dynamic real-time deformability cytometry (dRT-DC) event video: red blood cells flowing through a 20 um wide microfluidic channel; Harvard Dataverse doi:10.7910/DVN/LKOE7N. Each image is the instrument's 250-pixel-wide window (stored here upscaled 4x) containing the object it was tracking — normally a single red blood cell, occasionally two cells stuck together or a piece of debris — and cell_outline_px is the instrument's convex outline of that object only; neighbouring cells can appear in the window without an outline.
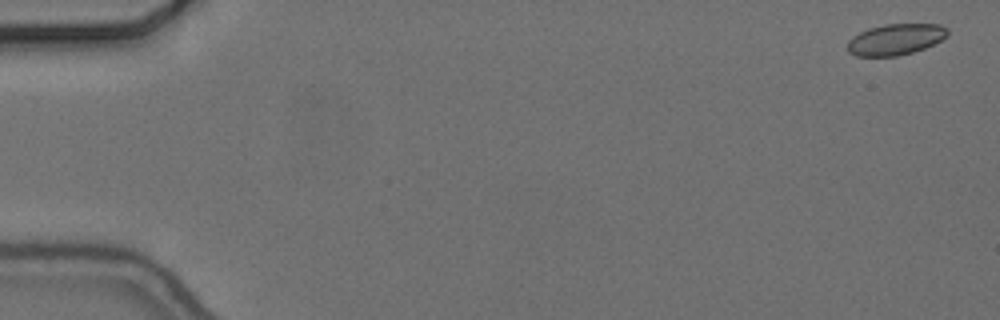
{"species": "common noctule bat (a hibernating species)", "species_latin": "Nyctalus noctula", "temperature_condition": "cold", "stored_images_in_passage": 57, "camera_frame_rate_fps": 3000, "um_per_image_px": 0.085, "animal": {"sex": "female", "body_mass_g": 24.6, "forearm_length_mm": 56.2}, "frame": {"image": 1, "passage_image": 2, "time_ms": 0.333, "image_size_px": [1000, 320], "cell_outline_px": [[948, 36], [924, 48], [912, 52], [896, 56], [856, 56], [848, 52], [848, 40], [852, 36], [868, 28], [884, 24], [940, 24], [948, 28]], "centroid_in_image_um": [76.11, 3.34], "position_along_channel_um": 8.9, "area_um2": 18.15}}
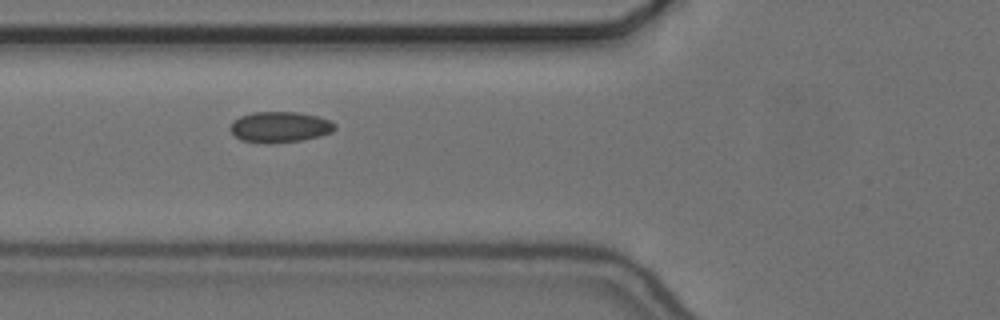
{"frame": {"image": 2, "passage_image": 22, "time_ms": 7.0, "image_size_px": [1000, 320], "cell_outline_px": [[336, 128], [332, 132], [320, 136], [300, 140], [268, 144], [264, 144], [240, 140], [228, 128], [232, 120], [240, 116], [252, 112], [296, 112], [316, 116], [332, 120], [336, 124]], "centroid_in_image_um": [23.77, 10.8], "position_along_channel_um": 102.0, "area_um2": 19.02}}
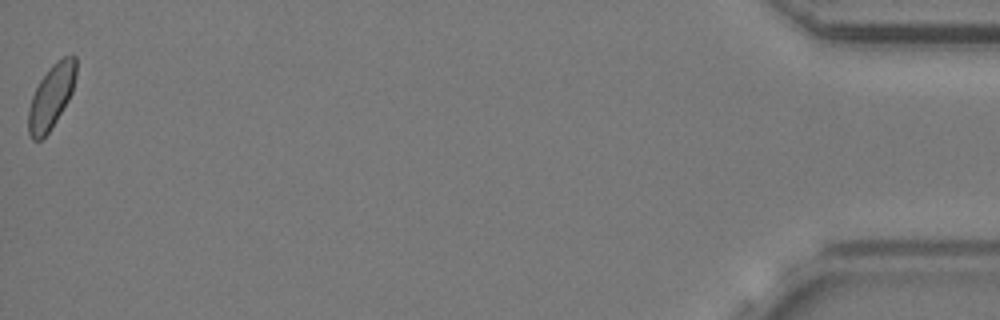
{"frame": {"image": 3, "passage_image": 57, "time_ms": 18.667, "image_size_px": [1000, 320], "cell_outline_px": [[76, 76], [72, 92], [68, 100], [56, 120], [48, 132], [40, 140], [32, 140], [28, 132], [28, 108], [32, 96], [40, 80], [48, 68], [56, 60], [72, 52], [76, 56]], "centroid_in_image_um": [4.36, 8.15], "position_along_channel_um": 430.8, "area_um2": 17.86}, "authors_computed_cell_mechanics": {"area_um2": 18.207, "velocity_mm_per_s": 3.6568, "shape_relaxation_time_tau1_ms": 6.5302, "shape_relaxation_time_tau2_ms": 2.1073, "deformation_change_tau1": 0.0643, "deformation_change_tau2": 0.0605}}